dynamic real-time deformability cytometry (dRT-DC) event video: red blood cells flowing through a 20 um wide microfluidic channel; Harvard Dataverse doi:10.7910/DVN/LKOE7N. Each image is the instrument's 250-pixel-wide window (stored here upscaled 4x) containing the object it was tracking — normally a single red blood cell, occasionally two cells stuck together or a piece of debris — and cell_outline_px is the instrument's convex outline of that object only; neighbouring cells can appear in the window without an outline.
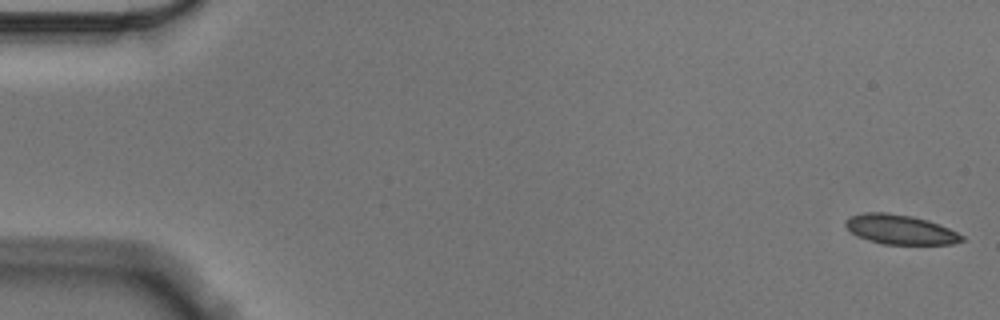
{"species": "Egyptian fruit bat (a non-hibernating species)", "species_latin": "Rousettus aegyptiacus", "temperature_condition": "cold", "stored_images_in_passage": 56, "camera_frame_rate_fps": 3000, "um_per_image_px": 0.085, "animal": {"sex": "male"}, "frame": {"image": 1, "passage_image": 1, "time_ms": 0.0, "image_size_px": [1000, 320], "cell_outline_px": [[964, 240], [952, 244], [884, 244], [868, 240], [852, 232], [844, 224], [844, 220], [852, 216], [864, 212], [884, 212], [912, 216], [928, 220], [948, 228], [964, 236]], "centroid_in_image_um": [76.52, 19.5], "position_along_channel_um": 8.5, "area_um2": 19.83}}
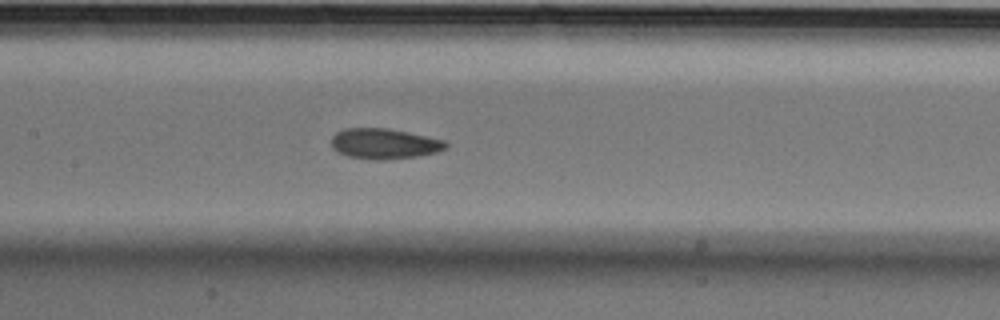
{"frame": {"image": 2, "passage_image": 27, "time_ms": 8.667, "image_size_px": [1000, 320], "cell_outline_px": [[448, 148], [436, 152], [416, 156], [384, 160], [372, 160], [348, 156], [332, 148], [332, 136], [336, 132], [344, 128], [388, 128], [408, 132], [444, 140], [448, 144]], "centroid_in_image_um": [32.66, 12.21], "position_along_channel_um": 174.7, "area_um2": 20.29}}
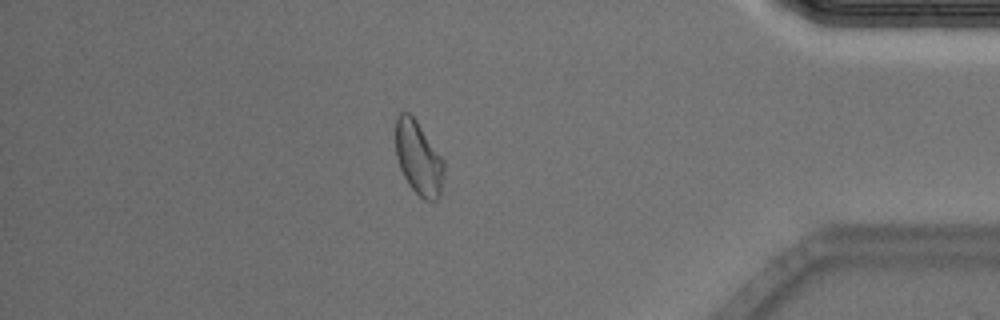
{"frame": {"image": 3, "passage_image": 49, "time_ms": 16.0, "image_size_px": [1000, 320], "cell_outline_px": [[444, 168], [440, 196], [436, 200], [424, 200], [408, 184], [400, 168], [396, 156], [396, 116], [400, 112], [408, 112], [416, 120], [444, 160]], "centroid_in_image_um": [35.57, 13.43], "position_along_channel_um": 399.6, "area_um2": 20.58}, "authors_computed_cell_mechanics": {"area_um2": 20.2878, "velocity_mm_per_s": 3.5328, "shape_relaxation_time_tau1_ms": 4.0933, "shape_relaxation_time_tau2_ms": 4.5127, "deformation_change_tau1": 0.0871, "deformation_change_tau2": 0.0692}}